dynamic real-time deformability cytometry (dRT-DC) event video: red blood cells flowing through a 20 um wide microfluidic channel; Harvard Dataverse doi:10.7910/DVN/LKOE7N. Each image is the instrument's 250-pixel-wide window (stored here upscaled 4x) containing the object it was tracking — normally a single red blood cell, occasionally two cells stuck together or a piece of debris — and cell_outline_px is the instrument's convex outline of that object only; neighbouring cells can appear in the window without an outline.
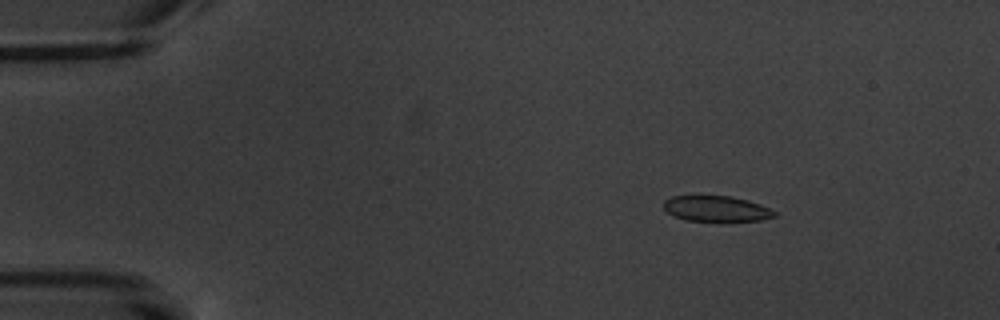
{"species": "common noctule bat (a hibernating species)", "species_latin": "Nyctalus noctula", "temperature_condition": "warm", "stored_images_in_passage": 12, "camera_frame_rate_fps": 3000, "um_per_image_px": 0.085, "animal": {"sex": "male", "body_mass_g": 20.1, "forearm_length_mm": 53.5}, "frame": {"image": 1, "passage_image": 3, "time_ms": 2.333, "image_size_px": [1000, 320], "cell_outline_px": [[776, 216], [760, 220], [684, 220], [668, 212], [664, 208], [664, 200], [672, 196], [732, 196], [748, 200], [760, 204], [776, 212]], "centroid_in_image_um": [60.89, 17.72], "position_along_channel_um": 24.1, "area_um2": 16.18}}
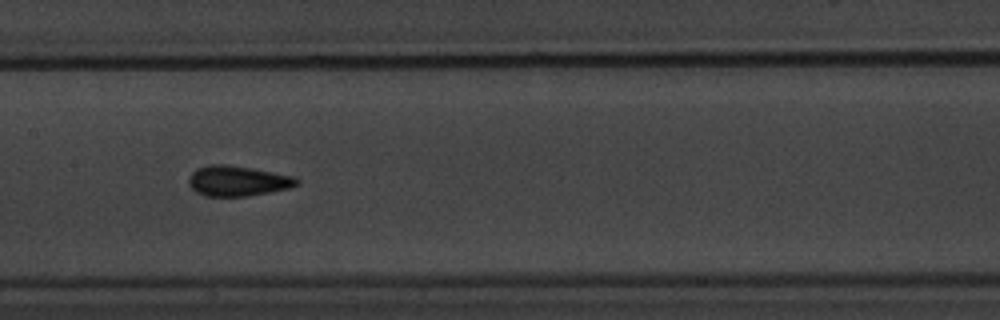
{"frame": {"image": 2, "passage_image": 9, "time_ms": 9.333, "image_size_px": [1000, 320], "cell_outline_px": [[300, 184], [288, 188], [248, 196], [204, 196], [196, 192], [188, 184], [188, 180], [192, 172], [196, 168], [208, 164], [228, 164], [252, 168], [292, 176], [300, 180]], "centroid_in_image_um": [20.17, 15.37], "position_along_channel_um": 187.2, "area_um2": 19.13}}
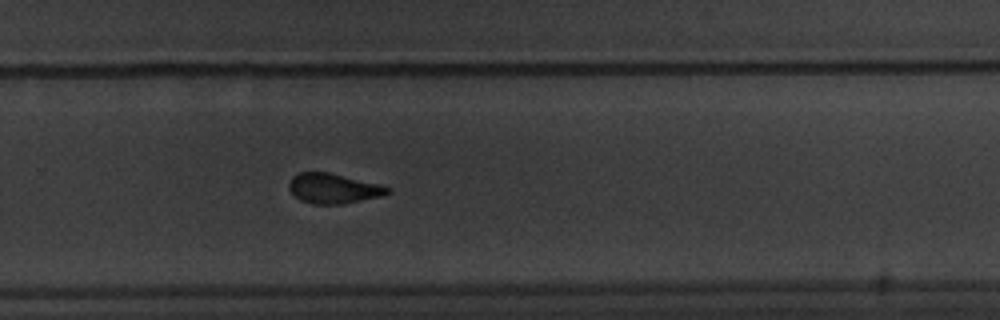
{"frame": {"image": 3, "passage_image": 12, "time_ms": 12.667, "image_size_px": [1000, 320], "cell_outline_px": [[392, 192], [384, 196], [344, 204], [312, 204], [300, 200], [288, 188], [288, 184], [292, 176], [300, 172], [328, 172], [380, 184], [392, 188]], "centroid_in_image_um": [28.38, 16.02], "position_along_channel_um": 301.4, "area_um2": 17.46}}